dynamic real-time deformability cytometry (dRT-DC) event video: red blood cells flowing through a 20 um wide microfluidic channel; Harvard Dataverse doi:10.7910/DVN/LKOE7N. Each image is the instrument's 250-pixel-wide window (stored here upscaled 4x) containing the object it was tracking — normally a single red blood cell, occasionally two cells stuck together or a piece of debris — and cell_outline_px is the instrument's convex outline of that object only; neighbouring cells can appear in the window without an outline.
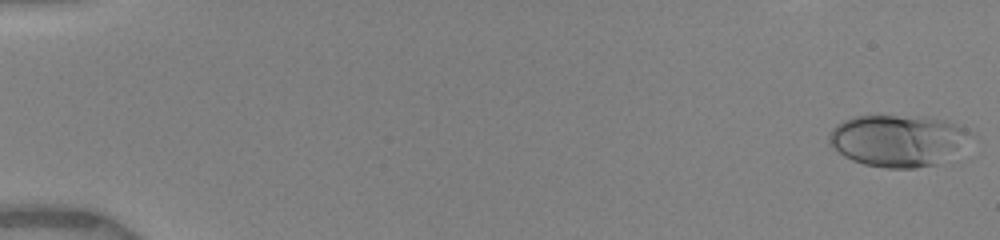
{"species": "human", "species_latin": "Homo sapiens", "temperature_condition": "warm", "stored_images_in_passage": 19, "camera_frame_rate_fps": 3000, "um_per_image_px": 0.085, "donor": {"sex": "female"}, "frame": {"image": 1, "passage_image": 1, "time_ms": 0.0, "image_size_px": [1000, 240], "cell_outline_px": [[972, 132], [936, 164], [916, 168], [888, 168], [864, 164], [852, 160], [844, 156], [828, 144], [828, 136], [832, 128], [836, 124], [844, 120], [856, 116], [924, 116], [948, 120]], "centroid_in_image_um": [76.18, 11.92], "position_along_channel_um": 8.8, "area_um2": 41.73}}
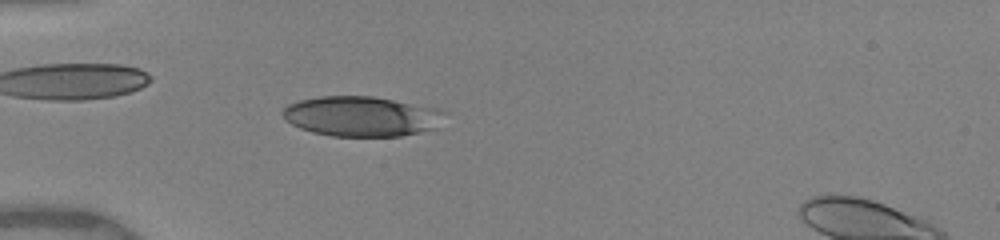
{"frame": {"image": 2, "passage_image": 14, "time_ms": 5.0, "image_size_px": [1000, 240], "cell_outline_px": [[448, 112], [436, 128], [420, 132], [400, 136], [332, 136], [312, 132], [300, 128], [284, 120], [280, 112], [288, 104], [300, 100], [320, 96], [372, 96], [436, 108]], "centroid_in_image_um": [30.71, 9.89], "position_along_channel_um": 54.3, "area_um2": 37.92}}
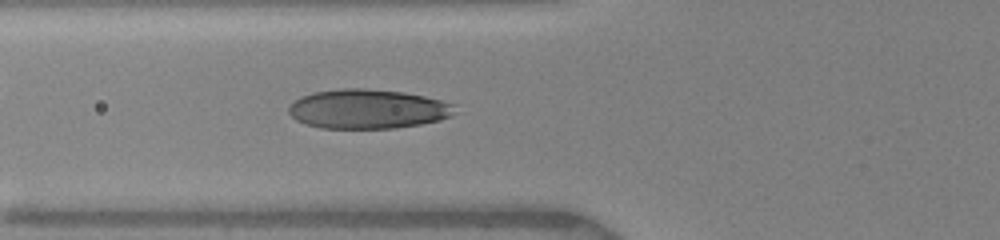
{"frame": {"image": 3, "passage_image": 19, "time_ms": 6.333, "image_size_px": [1000, 240], "cell_outline_px": [[456, 112], [452, 116], [440, 120], [420, 124], [392, 128], [320, 128], [296, 120], [288, 112], [288, 108], [300, 96], [312, 92], [340, 88], [360, 88], [404, 92], [424, 96], [440, 100], [452, 104]], "centroid_in_image_um": [31.25, 9.26], "position_along_channel_um": 94.6, "area_um2": 38.03}}